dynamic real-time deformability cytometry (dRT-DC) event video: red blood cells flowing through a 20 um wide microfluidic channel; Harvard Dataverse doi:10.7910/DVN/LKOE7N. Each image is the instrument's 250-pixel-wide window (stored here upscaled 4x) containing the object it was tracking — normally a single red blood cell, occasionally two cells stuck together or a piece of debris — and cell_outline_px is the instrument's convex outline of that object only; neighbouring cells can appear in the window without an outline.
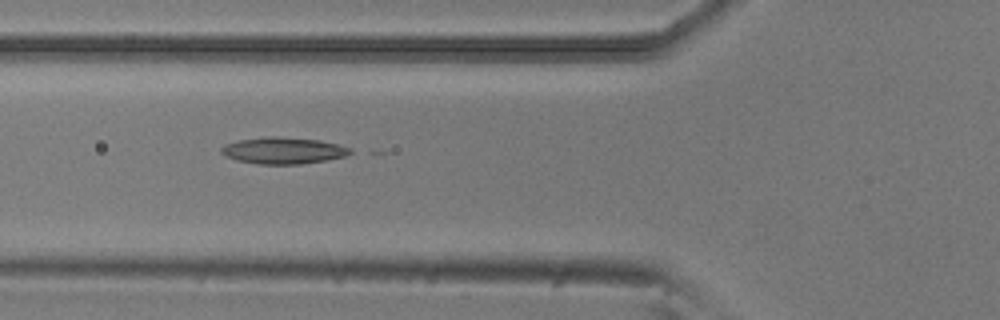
{"species": "common noctule bat (a hibernating species)", "species_latin": "Nyctalus noctula", "temperature_condition": "room temperature", "stored_images_in_passage": 4, "camera_frame_rate_fps": 3000, "um_per_image_px": 0.085, "animal": {"sex": "male", "body_mass_g": 20.5, "forearm_length_mm": 52.5}, "frame": {"image": 1, "passage_image": 2, "time_ms": 0.333, "image_size_px": [1000, 320], "cell_outline_px": [[352, 152], [344, 156], [328, 160], [300, 164], [260, 164], [236, 160], [220, 152], [220, 148], [224, 144], [240, 140], [272, 136], [320, 140], [352, 148]], "centroid_in_image_um": [24.09, 12.8], "position_along_channel_um": 101.7, "area_um2": 19.77}}
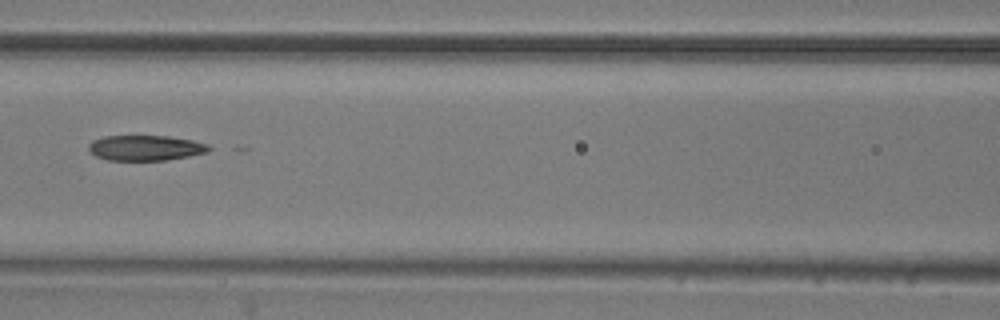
{"frame": {"image": 2, "passage_image": 3, "time_ms": 0.667, "image_size_px": [1000, 320], "cell_outline_px": [[216, 148], [208, 152], [168, 160], [108, 160], [96, 156], [88, 148], [88, 144], [92, 140], [104, 136], [168, 136], [192, 140], [208, 144]], "centroid_in_image_um": [12.41, 12.57], "position_along_channel_um": 154.2, "area_um2": 17.86}}
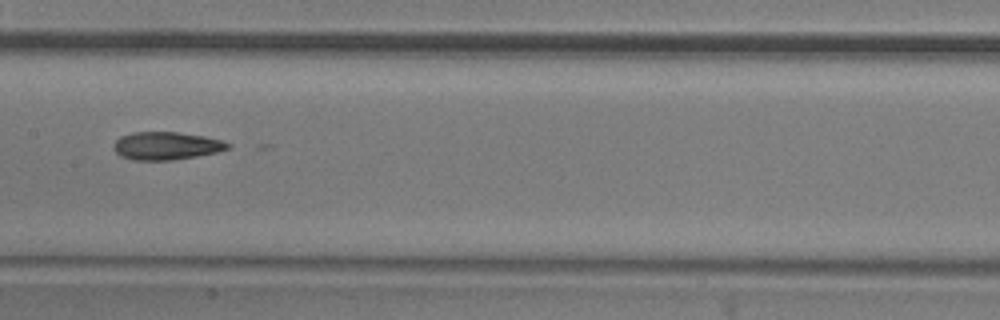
{"frame": {"image": 3, "passage_image": 4, "time_ms": 1.0, "image_size_px": [1000, 320], "cell_outline_px": [[232, 148], [216, 152], [196, 156], [172, 160], [132, 160], [120, 156], [112, 148], [112, 144], [120, 136], [132, 132], [176, 132], [204, 136], [220, 140], [232, 144]], "centroid_in_image_um": [14.11, 12.39], "position_along_channel_um": 193.3, "area_um2": 18.67}}